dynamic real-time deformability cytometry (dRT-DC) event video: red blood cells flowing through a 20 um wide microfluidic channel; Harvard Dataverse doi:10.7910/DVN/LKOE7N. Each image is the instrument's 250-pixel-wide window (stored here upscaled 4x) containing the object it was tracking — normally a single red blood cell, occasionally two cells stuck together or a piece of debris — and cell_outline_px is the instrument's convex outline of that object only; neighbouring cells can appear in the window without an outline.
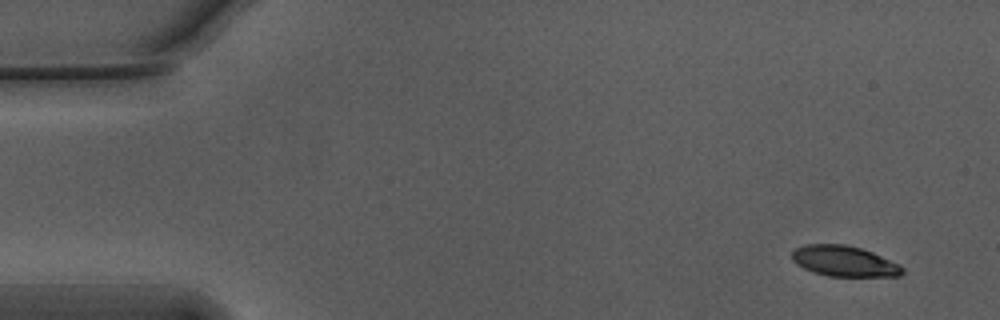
{"species": "Egyptian fruit bat (a non-hibernating species)", "species_latin": "Rousettus aegyptiacus", "temperature_condition": "warm", "stored_images_in_passage": 42, "camera_frame_rate_fps": 3000, "um_per_image_px": 0.085, "animal": {"sex": "male"}, "frame": {"image": 1, "passage_image": 1, "time_ms": 0.0, "image_size_px": [1000, 320], "cell_outline_px": [[904, 272], [900, 276], [828, 276], [812, 272], [796, 264], [792, 260], [792, 252], [796, 248], [804, 244], [844, 244], [860, 248], [872, 252], [900, 264], [904, 268]], "centroid_in_image_um": [71.75, 22.2], "position_along_channel_um": 13.2, "area_um2": 19.77}}
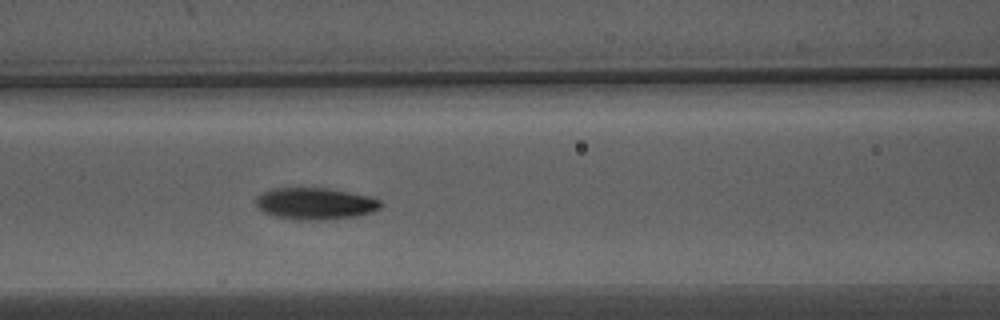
{"frame": {"image": 2, "passage_image": 21, "time_ms": 6.667, "image_size_px": [1000, 320], "cell_outline_px": [[384, 204], [380, 208], [372, 212], [356, 216], [328, 220], [300, 220], [276, 216], [264, 212], [256, 204], [256, 196], [260, 192], [272, 188], [328, 188], [368, 196], [380, 200]], "centroid_in_image_um": [26.79, 17.3], "position_along_channel_um": 139.8, "area_um2": 23.18}}
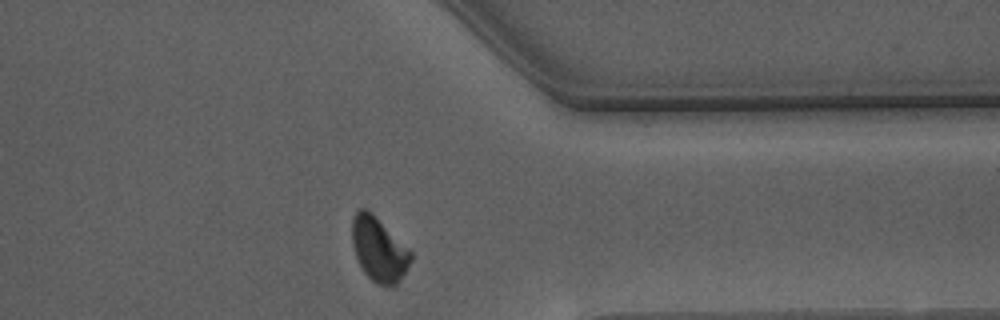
{"frame": {"image": 3, "passage_image": 41, "time_ms": 13.333, "image_size_px": [1000, 320], "cell_outline_px": [[412, 260], [408, 268], [400, 280], [396, 284], [388, 288], [376, 284], [364, 272], [356, 256], [352, 244], [352, 216], [356, 208], [368, 208], [412, 252]], "centroid_in_image_um": [32.19, 21.18], "position_along_channel_um": 379.2, "area_um2": 22.25}, "authors_computed_cell_mechanics": {"area_um2": 22.253, "velocity_mm_per_s": 3.727, "shape_relaxation_time_tau1_ms": 2.7899, "shape_relaxation_time_tau2_ms": 1.8353, "deformation_change_tau1": 0.1325, "deformation_change_tau2": 0.0698}}